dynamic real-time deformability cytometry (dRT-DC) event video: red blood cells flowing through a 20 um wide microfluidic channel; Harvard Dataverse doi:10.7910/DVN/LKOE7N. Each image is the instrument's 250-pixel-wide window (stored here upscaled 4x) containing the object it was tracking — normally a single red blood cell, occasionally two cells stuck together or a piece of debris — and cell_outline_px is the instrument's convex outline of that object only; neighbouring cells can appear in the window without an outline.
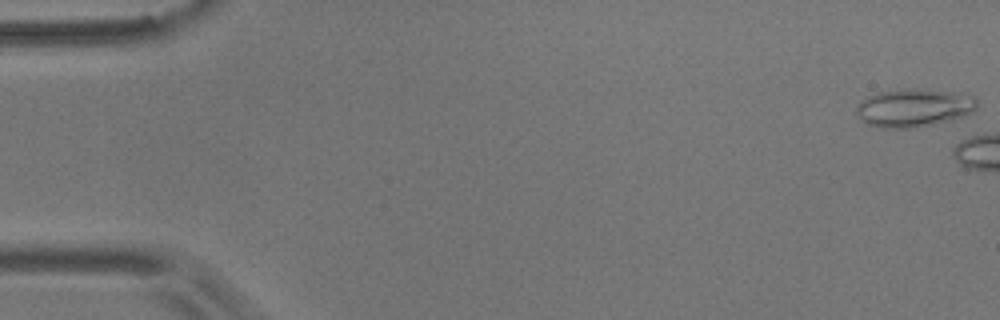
{"species": "common noctule bat (a hibernating species)", "species_latin": "Nyctalus noctula", "temperature_condition": "room temperature", "stored_images_in_passage": 5, "camera_frame_rate_fps": 3000, "um_per_image_px": 0.085, "animal": {"sex": "male", "body_mass_g": 17.9}, "frame": {"image": 1, "passage_image": 1, "time_ms": 0.0, "image_size_px": [1000, 320], "cell_outline_px": [[976, 108], [964, 116], [952, 120], [912, 128], [880, 128], [868, 124], [856, 116], [856, 108], [860, 100], [876, 92], [904, 88], [916, 88], [960, 92], [976, 96]], "centroid_in_image_um": [77.66, 9.14], "position_along_channel_um": 7.3, "area_um2": 27.28}}